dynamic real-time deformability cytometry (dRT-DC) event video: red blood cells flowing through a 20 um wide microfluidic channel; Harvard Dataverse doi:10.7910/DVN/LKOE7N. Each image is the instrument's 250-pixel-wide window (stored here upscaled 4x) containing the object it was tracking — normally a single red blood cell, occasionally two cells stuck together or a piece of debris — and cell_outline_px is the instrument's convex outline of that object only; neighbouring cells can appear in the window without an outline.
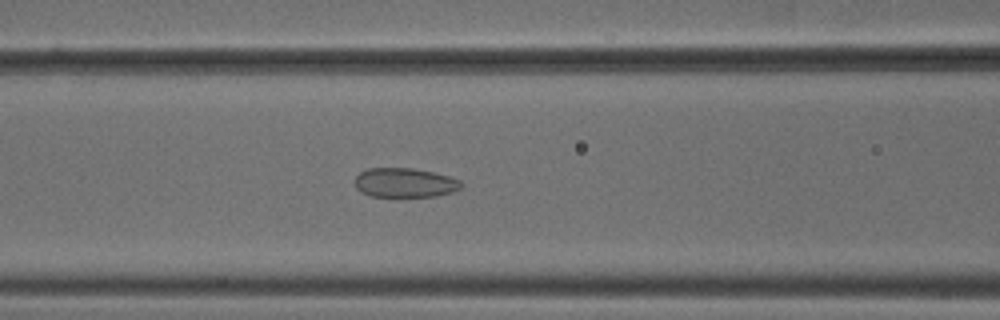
{"species": "common noctule bat (a hibernating species)", "species_latin": "Nyctalus noctula", "temperature_condition": "cold", "stored_images_in_passage": 47, "camera_frame_rate_fps": 3000, "um_per_image_px": 0.085, "animal": {"sex": "male", "body_mass_g": 18.8}, "frame": {"image": 1, "passage_image": 16, "time_ms": 5.0, "image_size_px": [1000, 320], "cell_outline_px": [[464, 184], [460, 188], [452, 192], [436, 196], [372, 196], [360, 192], [356, 188], [356, 176], [360, 172], [368, 168], [412, 168], [432, 172], [448, 176], [460, 180]], "centroid_in_image_um": [34.41, 15.53], "position_along_channel_um": 132.2, "area_um2": 18.09}}
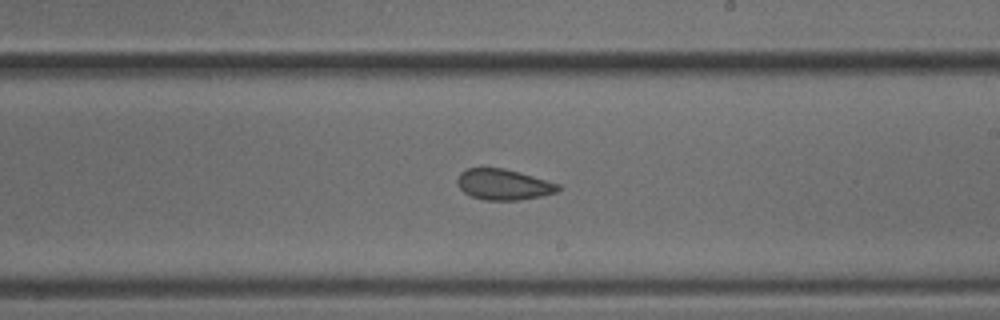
{"frame": {"image": 2, "passage_image": 25, "time_ms": 8.0, "image_size_px": [1000, 320], "cell_outline_px": [[560, 188], [556, 192], [540, 196], [520, 200], [484, 200], [472, 196], [464, 192], [460, 188], [456, 180], [460, 172], [468, 168], [504, 168], [520, 172], [560, 184]], "centroid_in_image_um": [42.79, 15.68], "position_along_channel_um": 246.2, "area_um2": 18.03}}
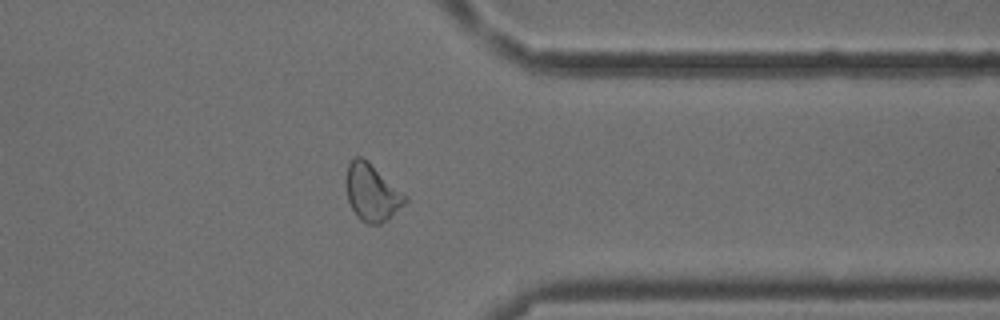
{"frame": {"image": 3, "passage_image": 36, "time_ms": 11.667, "image_size_px": [1000, 320], "cell_outline_px": [[408, 200], [388, 220], [380, 224], [368, 224], [360, 220], [356, 216], [348, 200], [344, 180], [348, 164], [356, 156], [360, 156], [368, 160], [408, 196]], "centroid_in_image_um": [31.61, 16.36], "position_along_channel_um": 379.8, "area_um2": 19.94}, "authors_computed_cell_mechanics": {"area_um2": 19.363, "velocity_mm_per_s": 3.7983, "shape_relaxation_time_tau1_ms": 8.9015, "shape_relaxation_time_tau2_ms": 1.4914, "deformation_change_tau1": 0.1093, "deformation_change_tau2": 0.0717}}